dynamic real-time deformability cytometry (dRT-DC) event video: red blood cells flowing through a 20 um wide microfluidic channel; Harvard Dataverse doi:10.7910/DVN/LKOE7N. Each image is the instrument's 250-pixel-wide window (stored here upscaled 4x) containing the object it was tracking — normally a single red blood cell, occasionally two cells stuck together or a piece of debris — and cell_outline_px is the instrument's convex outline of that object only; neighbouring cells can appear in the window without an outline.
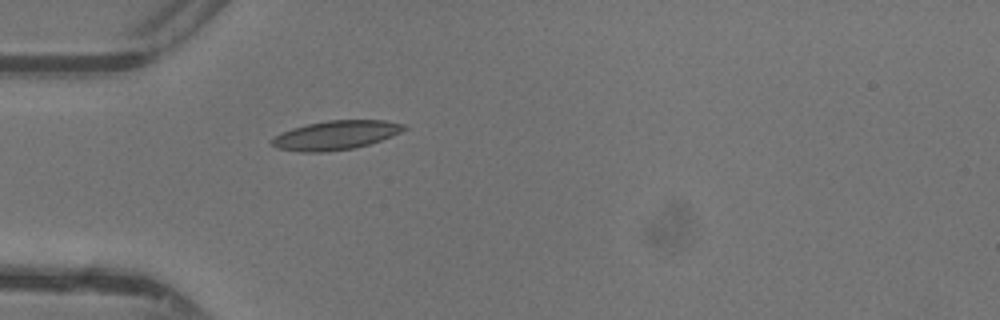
{"species": "common noctule bat (a hibernating species)", "species_latin": "Nyctalus noctula", "temperature_condition": "warm", "stored_images_in_passage": 3, "camera_frame_rate_fps": 3000, "um_per_image_px": 0.085, "animal": {"sex": "female"}, "frame": {"image": 1, "passage_image": 1, "time_ms": 0.0, "image_size_px": [1000, 320], "cell_outline_px": [[408, 128], [392, 136], [368, 144], [352, 148], [324, 152], [300, 152], [276, 148], [268, 140], [280, 132], [292, 128], [308, 124], [328, 120], [384, 120], [404, 124]], "centroid_in_image_um": [28.49, 11.49], "position_along_channel_um": 56.5, "area_um2": 22.37}}